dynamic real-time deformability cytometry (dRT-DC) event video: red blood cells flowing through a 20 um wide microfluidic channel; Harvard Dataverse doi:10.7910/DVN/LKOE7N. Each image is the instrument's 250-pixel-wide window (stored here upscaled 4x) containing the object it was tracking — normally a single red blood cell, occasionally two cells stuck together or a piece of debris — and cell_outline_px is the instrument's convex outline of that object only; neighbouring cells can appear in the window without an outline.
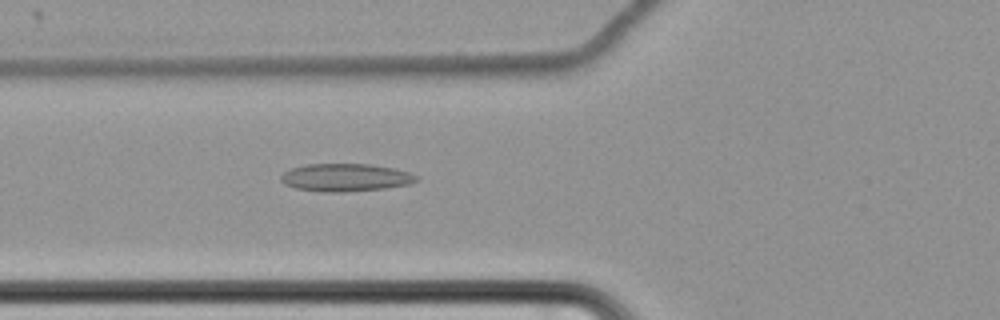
{"species": "common noctule bat (a hibernating species)", "species_latin": "Nyctalus noctula", "temperature_condition": "cold", "stored_images_in_passage": 63, "camera_frame_rate_fps": 3000, "um_per_image_px": 0.085, "animal": {"sex": "female", "body_mass_g": 22.7, "forearm_length_mm": 54.2}, "frame": {"image": 1, "passage_image": 26, "time_ms": 8.333, "image_size_px": [1000, 320], "cell_outline_px": [[420, 180], [408, 184], [384, 188], [340, 192], [320, 192], [296, 188], [284, 184], [280, 180], [280, 176], [284, 172], [292, 168], [304, 164], [368, 164], [392, 168], [408, 172], [420, 176]], "centroid_in_image_um": [29.35, 15.09], "position_along_channel_um": 96.4, "area_um2": 21.91}}
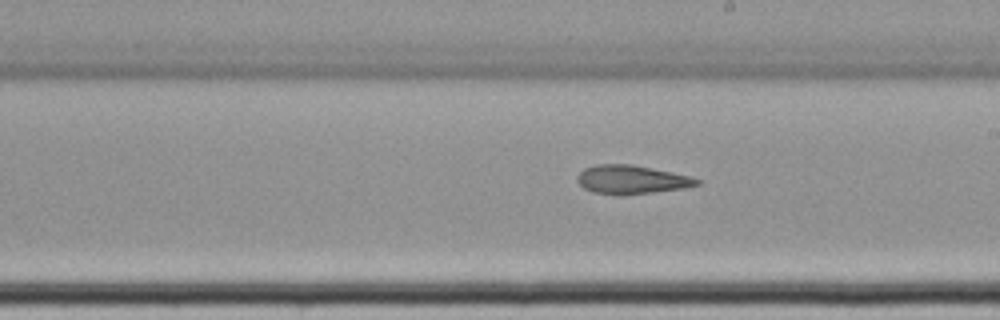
{"frame": {"image": 2, "passage_image": 38, "time_ms": 12.333, "image_size_px": [1000, 320], "cell_outline_px": [[700, 184], [684, 188], [620, 196], [592, 192], [584, 188], [576, 180], [576, 176], [584, 168], [596, 164], [632, 164], [672, 172], [688, 176], [700, 180]], "centroid_in_image_um": [53.63, 15.27], "position_along_channel_um": 235.4, "area_um2": 20.06}}
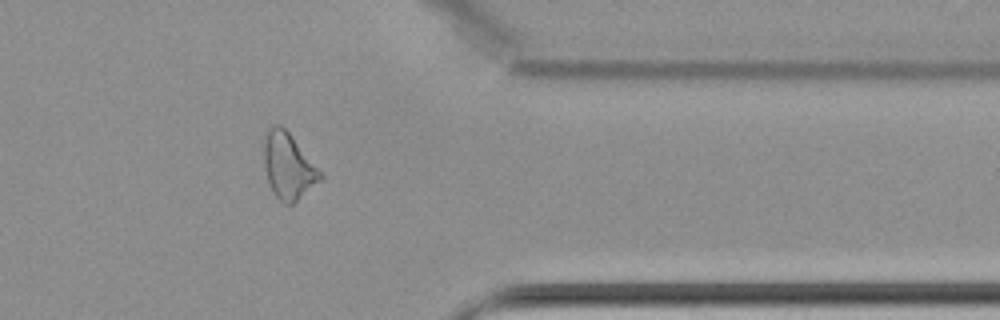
{"frame": {"image": 3, "passage_image": 52, "time_ms": 17.0, "image_size_px": [1000, 320], "cell_outline_px": [[324, 176], [320, 180], [292, 204], [284, 204], [272, 192], [268, 180], [264, 164], [264, 136], [268, 128], [272, 124], [280, 124], [292, 136]], "centroid_in_image_um": [24.47, 14.09], "position_along_channel_um": 386.9, "area_um2": 21.33}, "authors_computed_cell_mechanics": {"area_um2": 23.409, "velocity_mm_per_s": 3.468, "shape_relaxation_time_tau1_ms": null, "shape_relaxation_time_tau2_ms": 10.529, "deformation_change_tau1": null, "deformation_change_tau2": 0.2071}}